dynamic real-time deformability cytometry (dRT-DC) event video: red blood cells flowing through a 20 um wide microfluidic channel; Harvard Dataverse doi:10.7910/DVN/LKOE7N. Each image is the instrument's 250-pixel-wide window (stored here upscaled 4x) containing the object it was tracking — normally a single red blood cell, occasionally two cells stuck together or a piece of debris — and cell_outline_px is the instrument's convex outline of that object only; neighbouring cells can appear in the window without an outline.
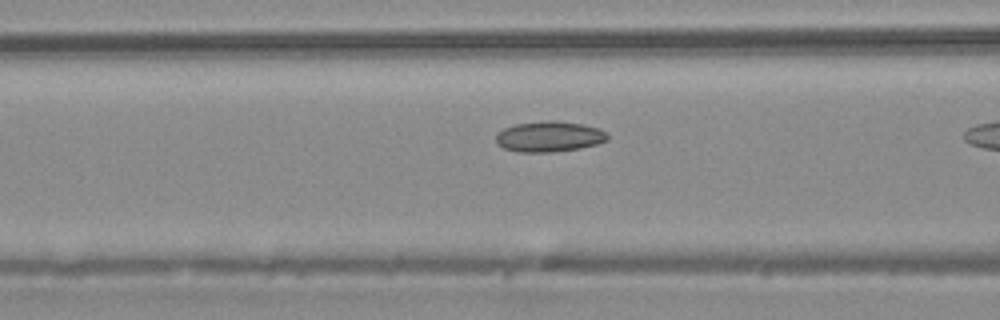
{"species": "common noctule bat (a hibernating species)", "species_latin": "Nyctalus noctula", "temperature_condition": "warm", "stored_images_in_passage": 6, "camera_frame_rate_fps": 3000, "um_per_image_px": 0.085, "animal": {"sex": "male", "body_mass_g": 20.4}, "frame": {"image": 1, "passage_image": 4, "time_ms": 1.0, "image_size_px": [1000, 320], "cell_outline_px": [[608, 140], [596, 144], [580, 148], [552, 152], [520, 152], [504, 148], [496, 144], [496, 132], [504, 128], [516, 124], [548, 120], [556, 120], [584, 124], [600, 128], [608, 136]], "centroid_in_image_um": [46.67, 11.6], "position_along_channel_um": 119.9, "area_um2": 20.0}}